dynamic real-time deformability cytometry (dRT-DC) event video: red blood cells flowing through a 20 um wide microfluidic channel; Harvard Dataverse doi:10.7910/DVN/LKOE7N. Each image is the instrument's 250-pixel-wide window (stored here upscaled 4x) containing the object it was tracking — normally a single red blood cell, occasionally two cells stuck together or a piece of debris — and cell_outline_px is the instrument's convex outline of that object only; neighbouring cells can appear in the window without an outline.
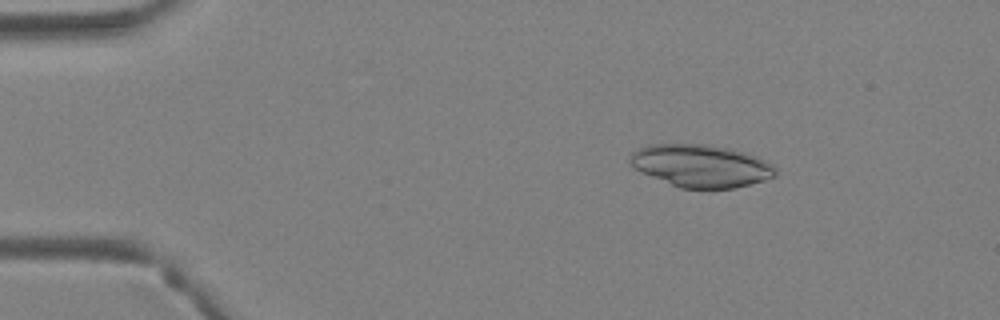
{"species": "Egyptian fruit bat (a non-hibernating species)", "species_latin": "Rousettus aegyptiacus", "temperature_condition": "warm", "stored_images_in_passage": 3, "camera_frame_rate_fps": 3000, "um_per_image_px": 0.085, "animal": {"sex": "female"}, "frame": {"image": 1, "passage_image": 2, "time_ms": 0.333, "image_size_px": [1000, 320], "cell_outline_px": [[776, 176], [764, 180], [732, 188], [680, 188], [640, 172], [632, 168], [628, 164], [628, 156], [636, 148], [648, 144], [704, 144], [728, 148], [744, 152], [756, 156], [772, 164], [776, 168]], "centroid_in_image_um": [59.51, 14.08], "position_along_channel_um": 25.5, "area_um2": 36.24}}